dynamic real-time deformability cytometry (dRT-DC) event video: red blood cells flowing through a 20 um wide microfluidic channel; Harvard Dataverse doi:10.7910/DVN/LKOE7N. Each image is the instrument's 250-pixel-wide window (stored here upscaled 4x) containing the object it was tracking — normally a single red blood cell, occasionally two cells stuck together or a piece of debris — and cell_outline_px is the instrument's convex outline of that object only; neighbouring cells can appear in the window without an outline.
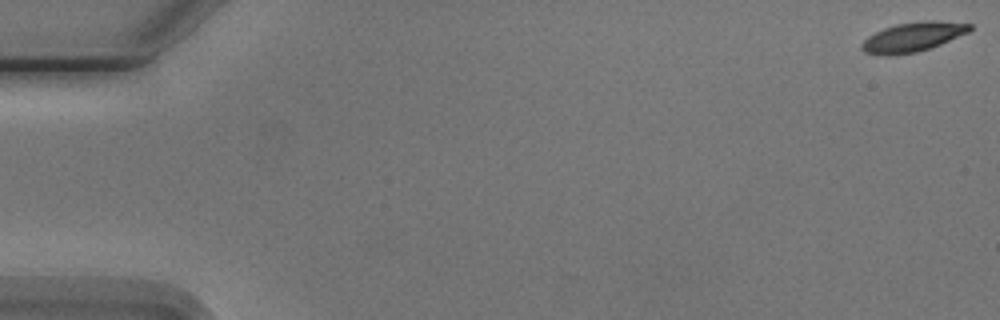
{"species": "Egyptian fruit bat (a non-hibernating species)", "species_latin": "Rousettus aegyptiacus", "temperature_condition": "cold", "stored_images_in_passage": 3, "camera_frame_rate_fps": 3000, "um_per_image_px": 0.085, "animal": {"sex": "male"}, "frame": {"image": 1, "passage_image": 1, "time_ms": 0.0, "image_size_px": [1000, 320], "cell_outline_px": [[972, 28], [968, 32], [940, 44], [916, 52], [888, 56], [880, 56], [864, 52], [860, 48], [860, 44], [868, 36], [884, 28], [896, 24], [928, 20], [936, 20], [972, 24]], "centroid_in_image_um": [77.55, 3.15], "position_along_channel_um": 7.5, "area_um2": 18.5}}